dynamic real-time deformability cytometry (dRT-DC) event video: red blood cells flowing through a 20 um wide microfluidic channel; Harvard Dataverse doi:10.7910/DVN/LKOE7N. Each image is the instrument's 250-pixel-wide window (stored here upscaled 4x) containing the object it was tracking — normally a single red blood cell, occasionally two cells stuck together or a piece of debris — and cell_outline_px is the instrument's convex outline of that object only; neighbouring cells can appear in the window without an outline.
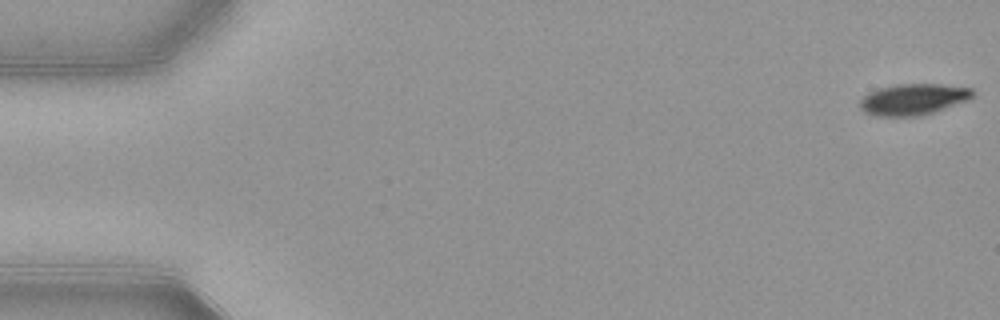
{"species": "common noctule bat (a hibernating species)", "species_latin": "Nyctalus noctula", "temperature_condition": "warm", "stored_images_in_passage": 53, "camera_frame_rate_fps": 3000, "um_per_image_px": 0.085, "animal": {"sex": "female", "body_mass_g": 21.9}, "frame": {"image": 1, "passage_image": 1, "time_ms": 0.0, "image_size_px": [1000, 320], "cell_outline_px": [[972, 96], [968, 100], [920, 116], [876, 116], [864, 112], [860, 108], [860, 100], [868, 92], [876, 88], [896, 84], [944, 84], [972, 88]], "centroid_in_image_um": [77.58, 8.43], "position_along_channel_um": 7.4, "area_um2": 20.52}}
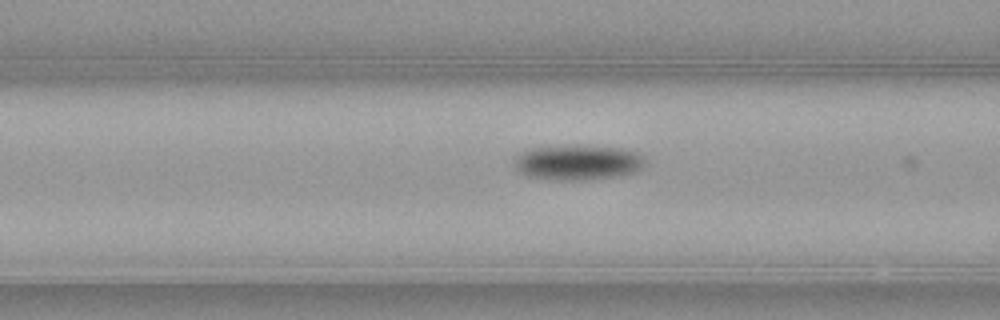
{"frame": {"image": 2, "passage_image": 21, "time_ms": 6.667, "image_size_px": [1000, 320], "cell_outline_px": [[648, 164], [644, 168], [636, 172], [616, 176], [580, 180], [556, 180], [528, 176], [520, 172], [512, 164], [516, 156], [520, 152], [532, 148], [576, 144], [580, 144], [624, 148], [636, 152], [644, 156]], "centroid_in_image_um": [49.16, 13.78], "position_along_channel_um": 117.4, "area_um2": 27.46}}
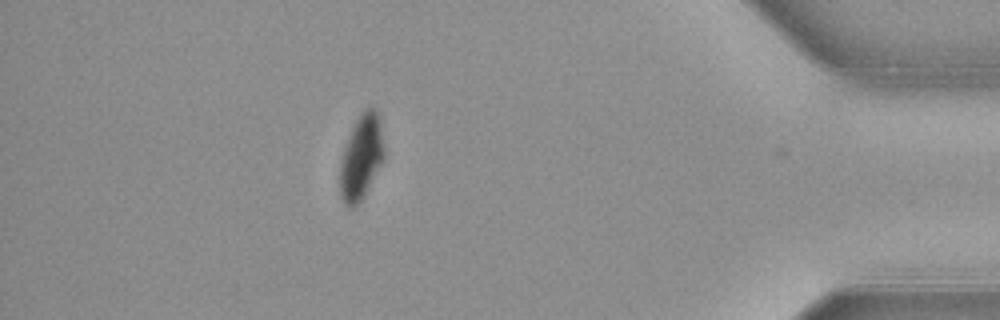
{"frame": {"image": 3, "passage_image": 47, "time_ms": 15.333, "image_size_px": [1000, 320], "cell_outline_px": [[384, 160], [360, 200], [352, 208], [344, 204], [340, 196], [340, 164], [344, 148], [352, 128], [356, 120], [364, 108], [372, 108], [380, 116], [384, 148]], "centroid_in_image_um": [30.71, 13.34], "position_along_channel_um": 404.5, "area_um2": 21.5}, "authors_computed_cell_mechanics": {"area_um2": 23.409, "velocity_mm_per_s": 3.8884, "shape_relaxation_time_tau1_ms": 2.906, "shape_relaxation_time_tau2_ms": null, "deformation_change_tau1": 0.1338, "deformation_change_tau2": null}}